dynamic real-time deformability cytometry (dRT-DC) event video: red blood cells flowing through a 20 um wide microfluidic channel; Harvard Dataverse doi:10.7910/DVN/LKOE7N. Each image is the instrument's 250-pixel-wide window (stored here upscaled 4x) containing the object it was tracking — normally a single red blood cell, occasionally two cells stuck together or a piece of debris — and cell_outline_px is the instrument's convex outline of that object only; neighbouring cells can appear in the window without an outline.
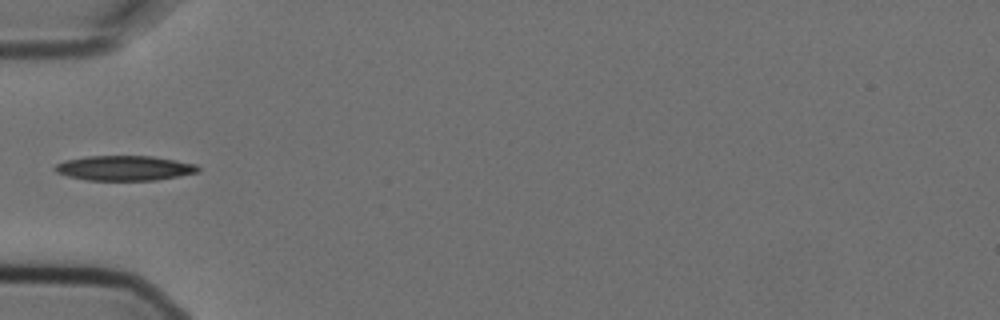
{"species": "Egyptian fruit bat (a non-hibernating species)", "species_latin": "Rousettus aegyptiacus", "temperature_condition": "cold", "stored_images_in_passage": 5, "camera_frame_rate_fps": 3000, "um_per_image_px": 0.085, "animal": {"sex": "female"}, "frame": {"image": 1, "passage_image": 5, "time_ms": 1.333, "image_size_px": [1000, 320], "cell_outline_px": [[200, 172], [180, 176], [156, 180], [84, 180], [68, 176], [56, 172], [52, 168], [56, 164], [64, 160], [88, 156], [152, 156], [176, 160], [196, 164], [200, 168]], "centroid_in_image_um": [10.58, 14.29], "position_along_channel_um": 74.4, "area_um2": 20.92}}